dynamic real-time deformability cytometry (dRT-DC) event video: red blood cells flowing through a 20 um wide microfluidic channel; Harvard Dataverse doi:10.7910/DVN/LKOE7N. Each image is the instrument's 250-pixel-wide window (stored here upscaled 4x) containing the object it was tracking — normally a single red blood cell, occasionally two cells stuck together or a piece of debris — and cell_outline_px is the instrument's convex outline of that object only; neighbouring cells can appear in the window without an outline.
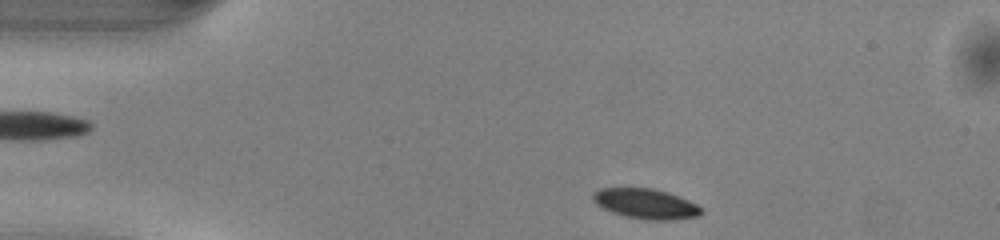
{"species": "common noctule bat (a hibernating species)", "species_latin": "Nyctalus noctula", "temperature_condition": "warm", "stored_images_in_passage": 42, "camera_frame_rate_fps": 3000, "um_per_image_px": 0.085, "animal": {"sex": "male", "body_mass_g": 13.0, "forearm_length_mm": 53.1}, "frame": {"image": 1, "passage_image": 1, "time_ms": 0.0, "image_size_px": [1000, 240], "cell_outline_px": [[704, 212], [700, 216], [676, 220], [648, 220], [624, 216], [612, 212], [596, 204], [592, 200], [592, 192], [600, 188], [652, 188], [668, 192], [680, 196], [696, 204]], "centroid_in_image_um": [54.9, 17.32], "position_along_channel_um": 30.1, "area_um2": 19.19}}
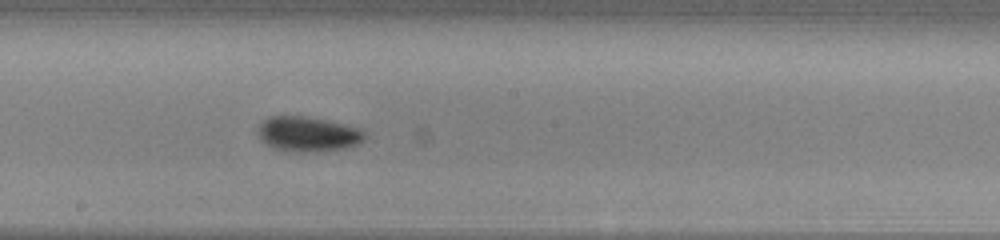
{"frame": {"image": 2, "passage_image": 19, "time_ms": 6.0, "image_size_px": [1000, 240], "cell_outline_px": [[368, 136], [360, 144], [344, 148], [316, 152], [296, 152], [276, 148], [260, 140], [256, 132], [256, 128], [264, 120], [272, 116], [304, 116], [344, 124], [360, 128]], "centroid_in_image_um": [26.19, 11.4], "position_along_channel_um": 222.0, "area_um2": 21.85}}
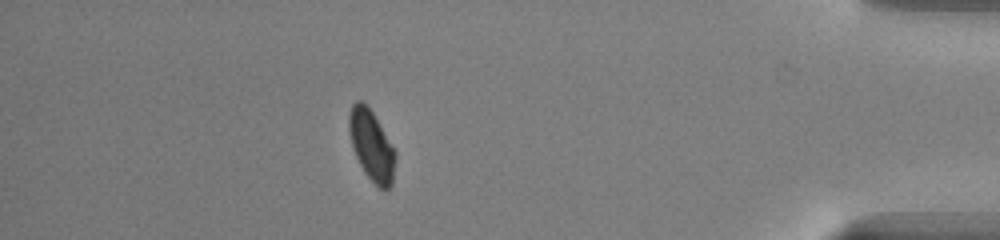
{"frame": {"image": 3, "passage_image": 36, "time_ms": 11.667, "image_size_px": [1000, 240], "cell_outline_px": [[396, 160], [392, 184], [388, 188], [380, 188], [364, 172], [352, 148], [348, 128], [348, 112], [352, 104], [356, 100], [360, 100], [372, 112], [396, 152]], "centroid_in_image_um": [31.56, 12.35], "position_along_channel_um": 403.6, "area_um2": 18.84}, "authors_computed_cell_mechanics": {"area_um2": 20.2878, "velocity_mm_per_s": 4.0782, "shape_relaxation_time_tau1_ms": 2.1596, "shape_relaxation_time_tau2_ms": 5.1105, "deformation_change_tau1": 0.0911, "deformation_change_tau2": 0.0696}}